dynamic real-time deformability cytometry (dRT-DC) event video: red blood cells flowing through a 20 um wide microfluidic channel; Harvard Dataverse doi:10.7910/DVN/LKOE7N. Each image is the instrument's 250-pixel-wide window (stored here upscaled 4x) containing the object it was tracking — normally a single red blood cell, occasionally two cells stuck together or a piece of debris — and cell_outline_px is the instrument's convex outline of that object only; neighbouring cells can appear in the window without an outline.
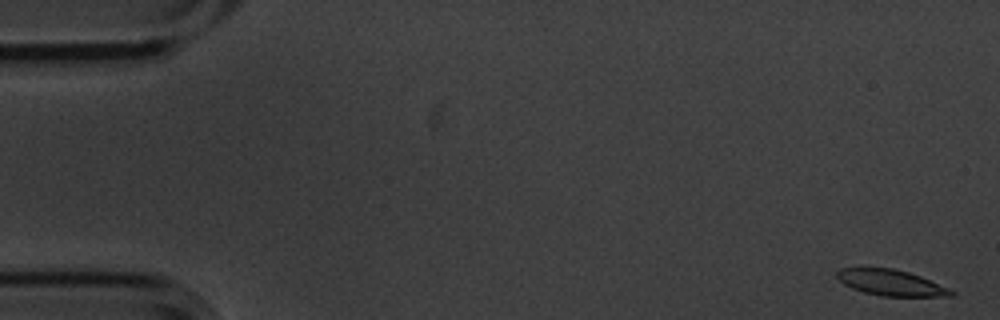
{"species": "common noctule bat (a hibernating species)", "species_latin": "Nyctalus noctula", "temperature_condition": "cold", "stored_images_in_passage": 6, "camera_frame_rate_fps": 3000, "um_per_image_px": 0.085, "animal": {"sex": "male", "body_mass_g": 20.1, "forearm_length_mm": 53.5}, "frame": {"image": 1, "passage_image": 1, "time_ms": 0.0, "image_size_px": [1000, 320], "cell_outline_px": [[956, 292], [952, 296], [880, 296], [864, 292], [852, 288], [844, 284], [836, 276], [836, 272], [840, 268], [860, 264], [864, 264], [892, 268], [908, 272], [920, 276], [948, 288]], "centroid_in_image_um": [75.61, 23.97], "position_along_channel_um": 9.4, "area_um2": 17.86}}
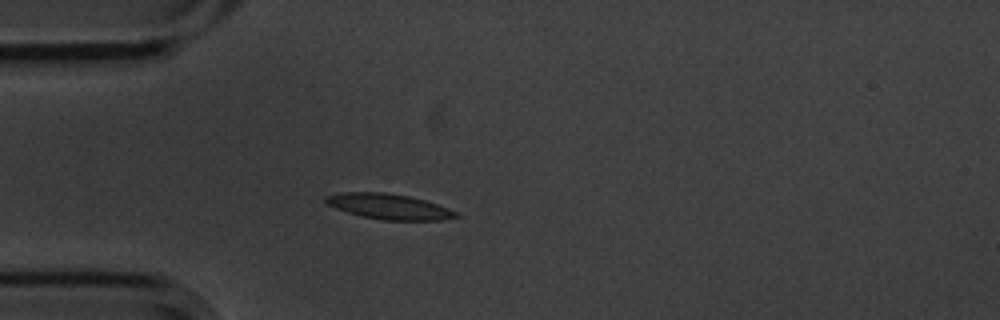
{"frame": {"image": 2, "passage_image": 5, "time_ms": 1.333, "image_size_px": [1000, 320], "cell_outline_px": [[460, 216], [440, 220], [384, 220], [364, 216], [348, 212], [336, 208], [328, 204], [324, 200], [324, 196], [340, 192], [384, 192], [408, 196], [424, 200], [448, 208], [456, 212]], "centroid_in_image_um": [33.04, 17.54], "position_along_channel_um": 52.0, "area_um2": 19.02}}